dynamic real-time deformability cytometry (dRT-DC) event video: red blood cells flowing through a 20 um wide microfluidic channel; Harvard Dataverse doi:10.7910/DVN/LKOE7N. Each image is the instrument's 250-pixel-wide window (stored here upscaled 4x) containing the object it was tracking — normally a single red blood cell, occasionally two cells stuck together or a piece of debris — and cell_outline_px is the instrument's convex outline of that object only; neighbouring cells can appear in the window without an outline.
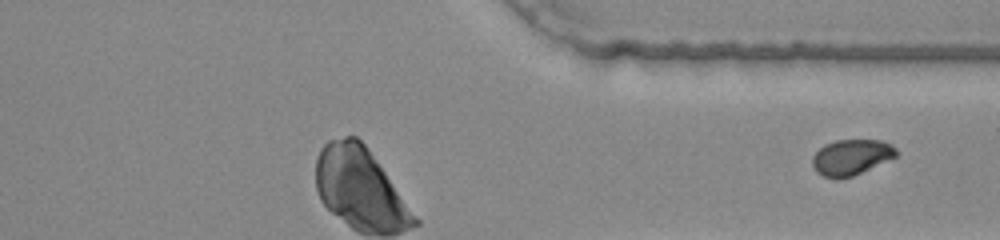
{"species": "common noctule bat (a hibernating species)", "species_latin": "Nyctalus noctula", "temperature_condition": "warm", "stored_images_in_passage": 34, "camera_frame_rate_fps": 3000, "um_per_image_px": 0.085, "animal": {"sex": "female", "body_mass_g": 22.0, "forearm_length_mm": 56.7}, "frame": {"image": 1, "passage_image": 34, "time_ms": 11.0, "image_size_px": [1000, 240], "cell_outline_px": [[896, 156], [852, 176], [840, 180], [836, 180], [824, 176], [816, 172], [812, 164], [812, 156], [824, 144], [836, 140], [880, 140], [892, 144], [896, 148]], "centroid_in_image_um": [72.31, 13.37], "position_along_channel_um": 339.1, "area_um2": 17.4}}